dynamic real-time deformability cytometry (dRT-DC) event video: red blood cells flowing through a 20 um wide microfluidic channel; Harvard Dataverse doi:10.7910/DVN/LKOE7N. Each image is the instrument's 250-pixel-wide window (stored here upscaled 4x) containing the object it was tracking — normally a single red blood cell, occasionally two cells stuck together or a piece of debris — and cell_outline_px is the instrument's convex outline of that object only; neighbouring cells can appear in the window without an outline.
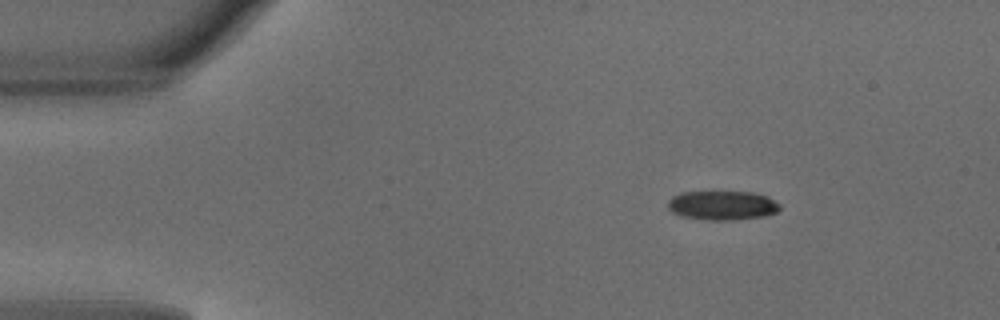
{"species": "common noctule bat (a hibernating species)", "species_latin": "Nyctalus noctula", "temperature_condition": "warm", "stored_images_in_passage": 8, "camera_frame_rate_fps": 3000, "um_per_image_px": 0.085, "animal": {"sex": "male", "body_mass_g": 18.8}, "frame": {"image": 1, "passage_image": 1, "time_ms": 0.0, "image_size_px": [1000, 320], "cell_outline_px": [[780, 208], [776, 212], [764, 216], [736, 220], [708, 220], [680, 216], [672, 212], [668, 208], [668, 200], [672, 196], [680, 192], [756, 192], [768, 196], [780, 204]], "centroid_in_image_um": [61.39, 17.45], "position_along_channel_um": 23.6, "area_um2": 19.25}}